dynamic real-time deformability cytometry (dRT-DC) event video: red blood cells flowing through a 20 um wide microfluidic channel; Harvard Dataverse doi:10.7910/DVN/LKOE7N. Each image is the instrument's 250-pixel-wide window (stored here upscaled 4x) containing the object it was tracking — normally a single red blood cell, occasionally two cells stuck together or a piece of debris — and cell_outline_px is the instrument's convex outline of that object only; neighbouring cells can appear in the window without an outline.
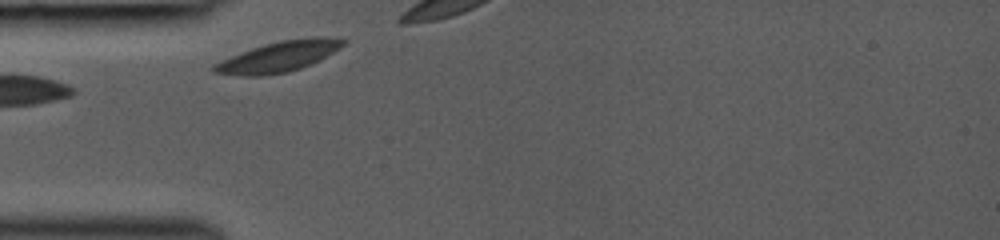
{"species": "common noctule bat (a hibernating species)", "species_latin": "Nyctalus noctula", "temperature_condition": "room temperature", "stored_images_in_passage": 22, "camera_frame_rate_fps": 3000, "um_per_image_px": 0.085, "animal": {"sex": "female", "body_mass_g": 19.0, "forearm_length_mm": 53.3}, "frame": {"image": 1, "passage_image": 1, "time_ms": 0.0, "image_size_px": [1000, 240], "cell_outline_px": [[348, 40], [340, 48], [300, 68], [288, 72], [260, 76], [244, 76], [212, 72], [212, 64], [252, 48], [264, 44], [280, 40]], "centroid_in_image_um": [23.5, 4.88], "position_along_channel_um": 61.5, "area_um2": 21.56}}